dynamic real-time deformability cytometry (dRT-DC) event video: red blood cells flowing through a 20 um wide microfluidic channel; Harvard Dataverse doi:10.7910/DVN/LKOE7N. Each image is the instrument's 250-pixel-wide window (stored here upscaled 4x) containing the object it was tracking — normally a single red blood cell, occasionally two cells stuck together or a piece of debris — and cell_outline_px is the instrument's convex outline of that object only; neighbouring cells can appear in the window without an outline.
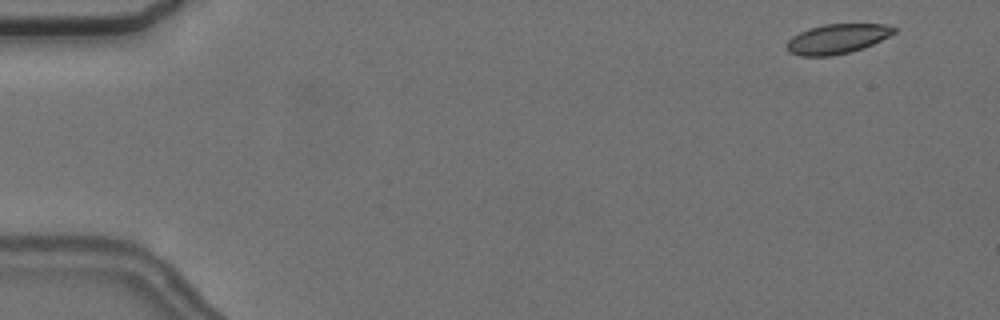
{"species": "common noctule bat (a hibernating species)", "species_latin": "Nyctalus noctula", "temperature_condition": "cold", "stored_images_in_passage": 8, "camera_frame_rate_fps": 3000, "um_per_image_px": 0.085, "animal": {"sex": "female", "body_mass_g": 24.6, "forearm_length_mm": 56.2}, "frame": {"image": 1, "passage_image": 1, "time_ms": 0.0, "image_size_px": [1000, 320], "cell_outline_px": [[896, 32], [864, 48], [832, 56], [800, 56], [788, 52], [788, 40], [792, 36], [808, 28], [824, 24], [884, 24], [896, 28]], "centroid_in_image_um": [71.14, 3.3], "position_along_channel_um": 13.9, "area_um2": 18.44}}
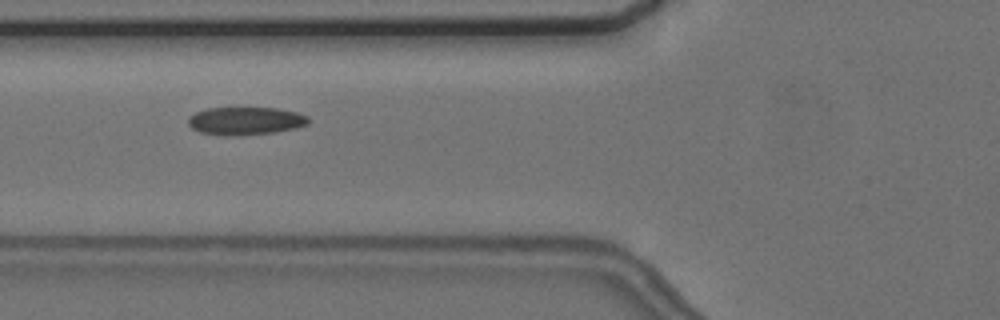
{"frame": {"image": 2, "passage_image": 5, "time_ms": 6.0, "image_size_px": [1000, 320], "cell_outline_px": [[312, 120], [308, 124], [296, 128], [276, 132], [240, 136], [228, 136], [200, 132], [192, 128], [188, 124], [188, 116], [196, 112], [208, 108], [276, 108], [296, 112], [308, 116]], "centroid_in_image_um": [20.89, 10.28], "position_along_channel_um": 104.9, "area_um2": 19.77}}
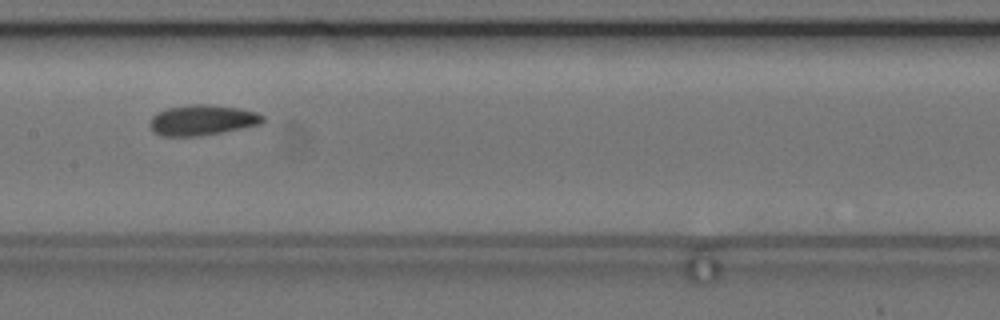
{"frame": {"image": 3, "passage_image": 7, "time_ms": 8.333, "image_size_px": [1000, 320], "cell_outline_px": [[264, 120], [260, 124], [200, 136], [160, 136], [152, 132], [148, 124], [152, 116], [156, 112], [168, 108], [192, 104], [204, 104], [240, 108], [256, 112], [264, 116]], "centroid_in_image_um": [17.13, 10.21], "position_along_channel_um": 190.3, "area_um2": 20.06}}